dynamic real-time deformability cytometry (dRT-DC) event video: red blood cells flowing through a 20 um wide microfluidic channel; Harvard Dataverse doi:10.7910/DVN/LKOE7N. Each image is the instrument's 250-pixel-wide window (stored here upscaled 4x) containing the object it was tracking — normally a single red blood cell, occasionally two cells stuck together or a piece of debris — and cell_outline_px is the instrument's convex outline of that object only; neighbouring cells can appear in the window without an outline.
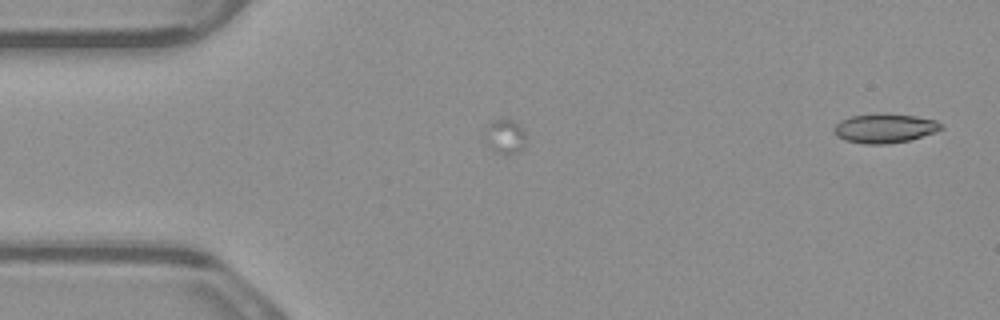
{"species": "common noctule bat (a hibernating species)", "species_latin": "Nyctalus noctula", "temperature_condition": "warm", "stored_images_in_passage": 3, "camera_frame_rate_fps": 3000, "um_per_image_px": 0.085, "animal": {"sex": "male", "body_mass_g": 23.1, "forearm_length_mm": 52.7}, "frame": {"image": 1, "passage_image": 3, "time_ms": 0.667, "image_size_px": [1000, 320], "cell_outline_px": [[944, 128], [908, 140], [884, 144], [864, 144], [844, 140], [836, 136], [832, 128], [840, 120], [852, 116], [916, 116], [936, 120], [944, 124]], "centroid_in_image_um": [75.17, 10.94], "position_along_channel_um": 9.8, "area_um2": 17.46}}